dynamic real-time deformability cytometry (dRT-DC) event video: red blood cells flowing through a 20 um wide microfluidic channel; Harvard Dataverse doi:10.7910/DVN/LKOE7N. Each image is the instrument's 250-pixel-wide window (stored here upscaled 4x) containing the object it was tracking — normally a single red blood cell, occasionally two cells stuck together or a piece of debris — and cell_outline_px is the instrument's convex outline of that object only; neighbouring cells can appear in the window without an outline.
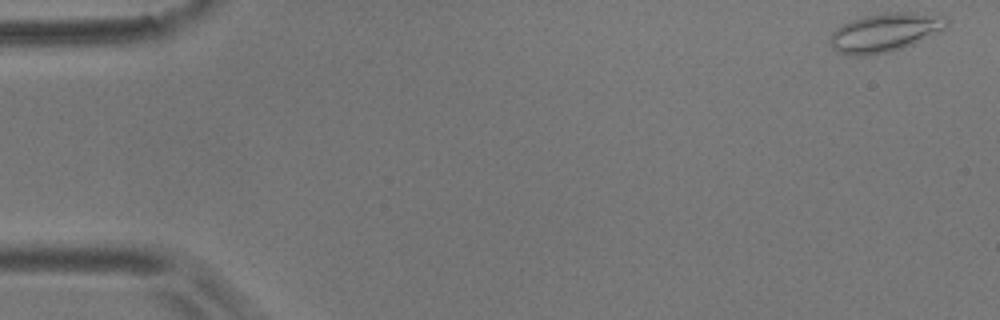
{"species": "common noctule bat (a hibernating species)", "species_latin": "Nyctalus noctula", "temperature_condition": "room temperature", "stored_images_in_passage": 4, "camera_frame_rate_fps": 3000, "um_per_image_px": 0.085, "animal": {"sex": "male", "body_mass_g": 17.9}, "frame": {"image": 1, "passage_image": 1, "time_ms": 0.0, "image_size_px": [1000, 320], "cell_outline_px": [[948, 24], [944, 28], [912, 44], [888, 52], [864, 56], [848, 56], [836, 52], [832, 48], [828, 40], [832, 32], [836, 28], [860, 16], [888, 12], [908, 12], [944, 16], [948, 20]], "centroid_in_image_um": [75.13, 2.76], "position_along_channel_um": 9.9, "area_um2": 26.18}}